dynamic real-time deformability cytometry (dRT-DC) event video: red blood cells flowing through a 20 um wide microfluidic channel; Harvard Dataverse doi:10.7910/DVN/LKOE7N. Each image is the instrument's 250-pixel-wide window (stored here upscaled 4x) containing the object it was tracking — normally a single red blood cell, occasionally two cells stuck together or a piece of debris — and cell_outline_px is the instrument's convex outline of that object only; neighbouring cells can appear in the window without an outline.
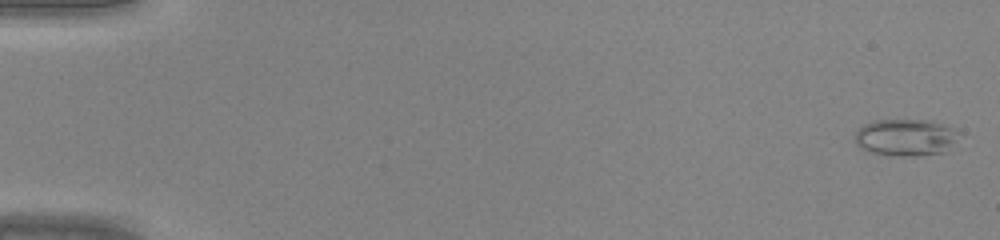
{"species": "common noctule bat (a hibernating species)", "species_latin": "Nyctalus noctula", "temperature_condition": "warm", "stored_images_in_passage": 12, "camera_frame_rate_fps": 3000, "um_per_image_px": 0.085, "animal": {"sex": "male", "body_mass_g": 20.0, "forearm_length_mm": 53.3}, "frame": {"image": 1, "passage_image": 1, "time_ms": 0.0, "image_size_px": [1000, 240], "cell_outline_px": [[960, 132], [944, 152], [916, 156], [888, 156], [868, 152], [860, 148], [856, 144], [856, 132], [864, 124], [876, 120], [932, 120], [944, 124]], "centroid_in_image_um": [76.94, 11.69], "position_along_channel_um": 8.1, "area_um2": 22.37}}